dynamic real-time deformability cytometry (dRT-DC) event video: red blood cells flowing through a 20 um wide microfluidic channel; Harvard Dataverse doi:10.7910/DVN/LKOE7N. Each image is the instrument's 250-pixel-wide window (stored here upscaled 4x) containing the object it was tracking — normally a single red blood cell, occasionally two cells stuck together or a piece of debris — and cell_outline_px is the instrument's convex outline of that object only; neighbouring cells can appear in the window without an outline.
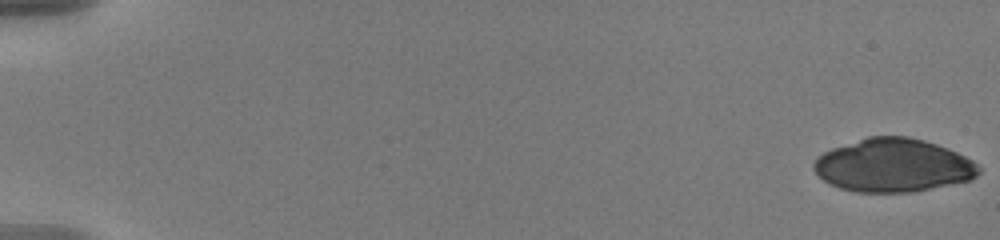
{"species": "human", "species_latin": "Homo sapiens", "temperature_condition": "warm", "stored_images_in_passage": 26, "camera_frame_rate_fps": 3000, "um_per_image_px": 0.085, "donor": {"sex": "male"}, "frame": {"image": 1, "passage_image": 1, "time_ms": 0.0, "image_size_px": [1000, 240], "cell_outline_px": [[980, 172], [972, 180], [912, 192], [856, 192], [840, 188], [828, 184], [812, 168], [812, 164], [824, 152], [832, 148], [868, 136], [908, 136], [924, 140], [936, 144], [956, 152], [972, 160], [980, 168]], "centroid_in_image_um": [75.92, 14.06], "position_along_channel_um": 9.1, "area_um2": 51.15}}
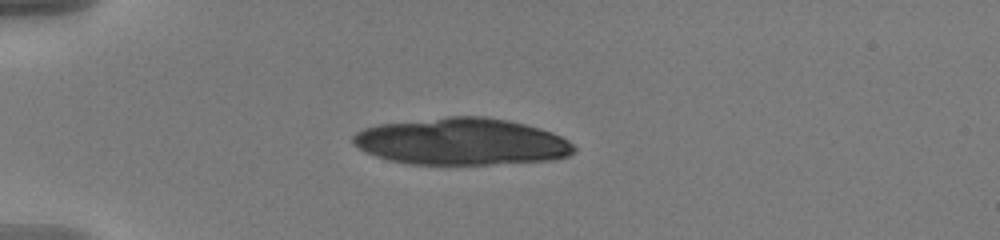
{"frame": {"image": 2, "passage_image": 16, "time_ms": 5.0, "image_size_px": [1000, 240], "cell_outline_px": [[576, 152], [568, 156], [552, 160], [492, 164], [408, 164], [388, 160], [364, 152], [352, 144], [352, 136], [356, 132], [364, 128], [380, 124], [448, 116], [484, 116], [508, 120], [540, 128], [552, 132], [568, 140], [576, 148]], "centroid_in_image_um": [39.22, 12.04], "position_along_channel_um": 45.8, "area_um2": 60.69}}